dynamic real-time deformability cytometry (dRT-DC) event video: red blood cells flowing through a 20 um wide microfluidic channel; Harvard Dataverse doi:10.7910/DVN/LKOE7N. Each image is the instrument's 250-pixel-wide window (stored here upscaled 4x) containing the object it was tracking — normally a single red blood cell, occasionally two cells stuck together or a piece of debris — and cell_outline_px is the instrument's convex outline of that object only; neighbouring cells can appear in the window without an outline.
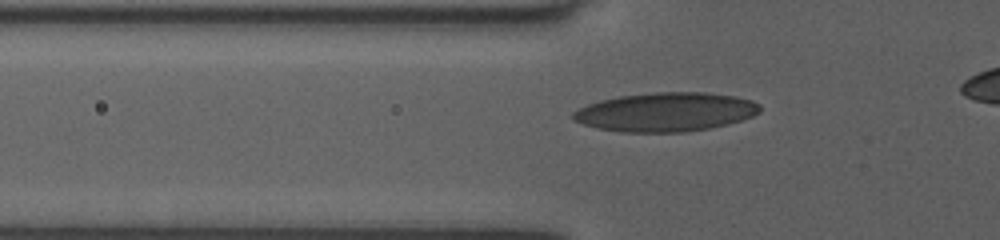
{"species": "human", "species_latin": "Homo sapiens", "temperature_condition": "room temperature", "stored_images_in_passage": 35, "camera_frame_rate_fps": 3000, "um_per_image_px": 0.085, "donor": {"sex": "female"}, "frame": {"image": 1, "passage_image": 6, "time_ms": 1.667, "image_size_px": [1000, 240], "cell_outline_px": [[760, 112], [752, 116], [728, 124], [708, 128], [684, 132], [620, 132], [596, 128], [572, 120], [572, 112], [588, 104], [600, 100], [620, 96], [656, 92], [704, 92], [736, 96], [752, 100], [760, 104]], "centroid_in_image_um": [56.58, 9.52], "position_along_channel_um": 69.2, "area_um2": 42.43}}
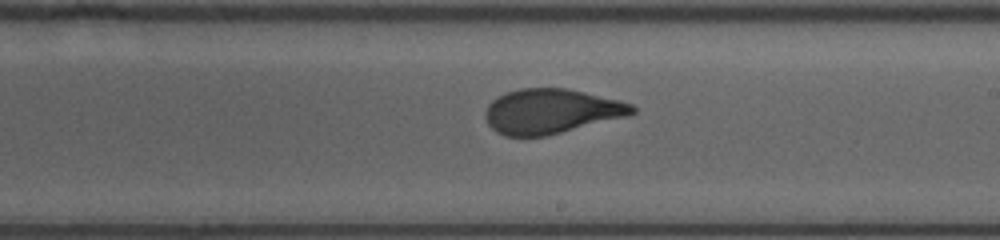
{"frame": {"image": 2, "passage_image": 19, "time_ms": 6.0, "image_size_px": [1000, 240], "cell_outline_px": [[636, 112], [628, 116], [544, 136], [504, 136], [496, 132], [488, 124], [484, 116], [484, 112], [488, 104], [492, 100], [508, 92], [520, 88], [568, 88], [620, 100], [632, 104], [636, 108]], "centroid_in_image_um": [46.84, 9.45], "position_along_channel_um": 242.2, "area_um2": 38.26}}
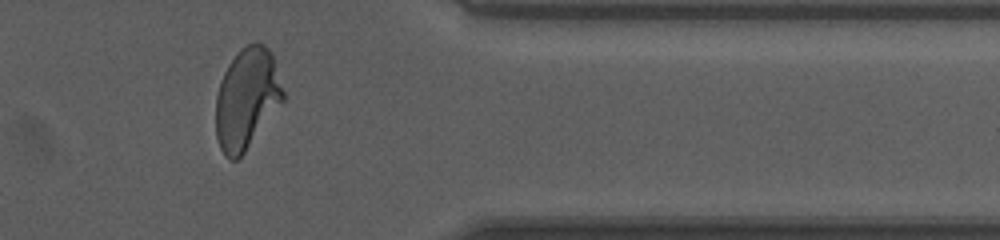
{"frame": {"image": 3, "passage_image": 31, "time_ms": 10.0, "image_size_px": [1000, 240], "cell_outline_px": [[284, 100], [244, 152], [236, 160], [232, 160], [224, 156], [220, 148], [216, 136], [216, 96], [220, 80], [228, 64], [240, 48], [256, 40], [264, 44], [272, 52], [284, 92]], "centroid_in_image_um": [20.97, 8.34], "position_along_channel_um": 390.4, "area_um2": 39.59}}